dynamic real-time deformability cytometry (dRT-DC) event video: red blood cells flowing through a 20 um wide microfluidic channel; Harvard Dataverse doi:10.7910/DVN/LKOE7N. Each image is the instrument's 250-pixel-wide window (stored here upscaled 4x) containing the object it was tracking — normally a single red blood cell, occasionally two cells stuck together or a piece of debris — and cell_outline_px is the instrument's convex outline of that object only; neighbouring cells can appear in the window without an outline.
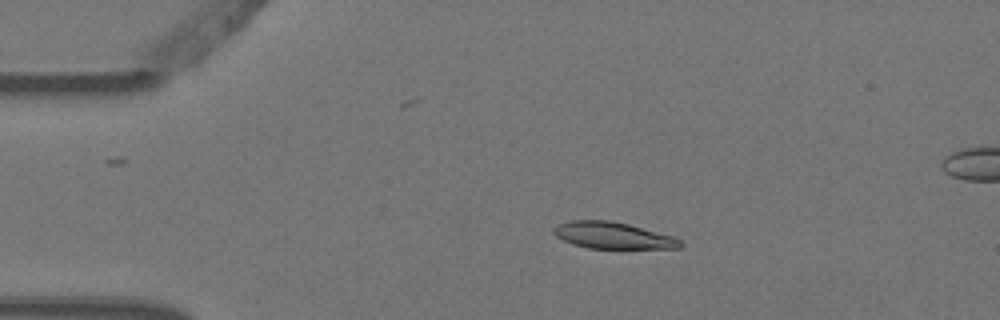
{"species": "Egyptian fruit bat (a non-hibernating species)", "species_latin": "Rousettus aegyptiacus", "temperature_condition": "warm", "stored_images_in_passage": 6, "camera_frame_rate_fps": 3000, "um_per_image_px": 0.085, "animal": {"sex": "female"}, "frame": {"image": 1, "passage_image": 4, "time_ms": 1.0, "image_size_px": [1000, 320], "cell_outline_px": [[684, 244], [680, 248], [588, 248], [572, 244], [556, 236], [552, 232], [552, 228], [568, 220], [612, 220], [628, 224], [672, 236], [680, 240]], "centroid_in_image_um": [52.06, 20.01], "position_along_channel_um": 32.9, "area_um2": 19.54}}